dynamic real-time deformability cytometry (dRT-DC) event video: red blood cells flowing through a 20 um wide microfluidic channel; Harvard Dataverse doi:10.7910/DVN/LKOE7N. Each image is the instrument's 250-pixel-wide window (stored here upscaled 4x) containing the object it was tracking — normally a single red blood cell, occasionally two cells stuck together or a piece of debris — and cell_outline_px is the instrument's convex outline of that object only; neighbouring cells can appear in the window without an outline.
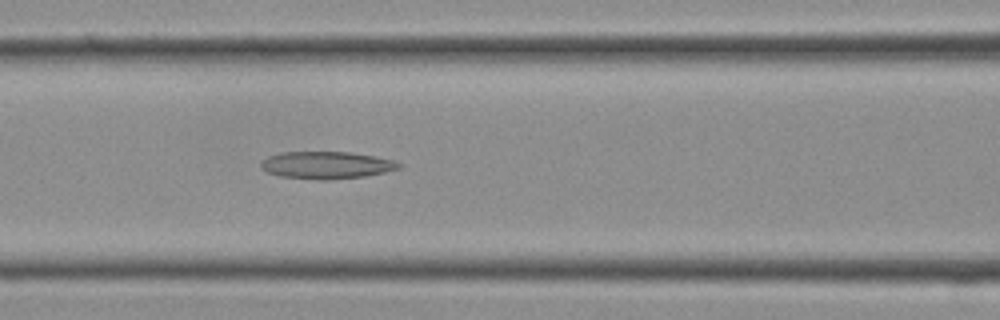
{"species": "Egyptian fruit bat (a non-hibernating species)", "species_latin": "Rousettus aegyptiacus", "temperature_condition": "cold", "stored_images_in_passage": 11, "camera_frame_rate_fps": 3000, "um_per_image_px": 0.085, "frame": {"image": 1, "passage_image": 11, "time_ms": 3.333, "image_size_px": [1000, 320], "cell_outline_px": [[404, 164], [400, 168], [384, 172], [364, 176], [332, 180], [316, 180], [280, 176], [268, 172], [260, 168], [260, 164], [268, 156], [280, 152], [352, 152], [376, 156], [392, 160]], "centroid_in_image_um": [27.76, 14.03], "position_along_channel_um": 138.8, "area_um2": 22.08}}